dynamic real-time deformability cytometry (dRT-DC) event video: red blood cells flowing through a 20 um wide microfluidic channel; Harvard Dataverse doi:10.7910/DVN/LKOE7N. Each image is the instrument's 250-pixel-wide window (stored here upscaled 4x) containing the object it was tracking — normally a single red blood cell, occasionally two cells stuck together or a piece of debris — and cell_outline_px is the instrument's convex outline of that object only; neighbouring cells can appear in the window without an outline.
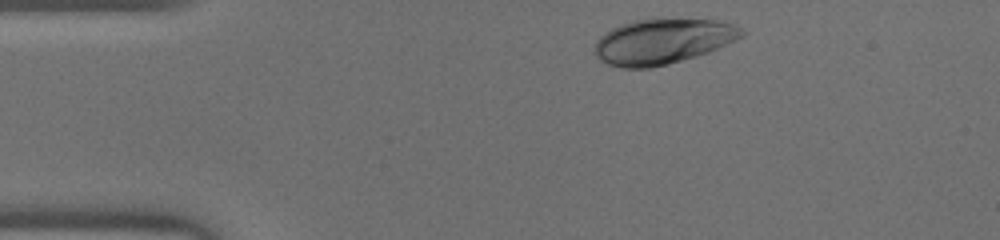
{"species": "human", "species_latin": "Homo sapiens", "temperature_condition": "warm", "stored_images_in_passage": 30, "camera_frame_rate_fps": 3000, "um_per_image_px": 0.085, "donor": {"sex": "male"}, "frame": {"image": 1, "passage_image": 1, "time_ms": 0.0, "image_size_px": [1000, 240], "cell_outline_px": [[748, 32], [744, 36], [736, 40], [708, 52], [696, 56], [668, 64], [652, 68], [620, 68], [608, 64], [600, 60], [596, 56], [596, 40], [604, 32], [620, 24], [632, 20], [656, 16], [716, 20], [736, 24]], "centroid_in_image_um": [56.36, 3.47], "position_along_channel_um": 28.6, "area_um2": 39.88}}
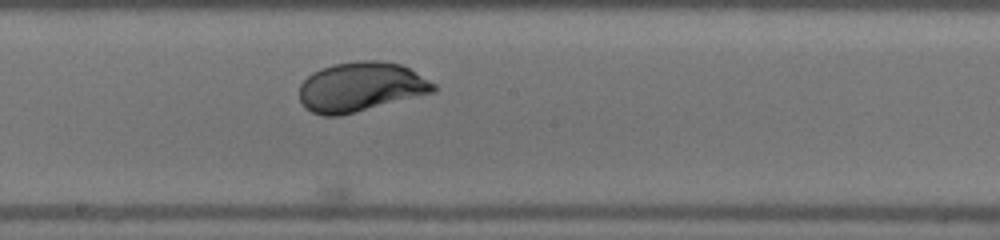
{"frame": {"image": 2, "passage_image": 18, "time_ms": 5.667, "image_size_px": [1000, 240], "cell_outline_px": [[436, 92], [340, 116], [324, 116], [312, 112], [304, 108], [300, 100], [300, 84], [312, 72], [320, 68], [332, 64], [360, 60], [376, 60], [400, 64], [408, 68], [436, 84]], "centroid_in_image_um": [30.65, 7.39], "position_along_channel_um": 217.6, "area_um2": 38.84}}
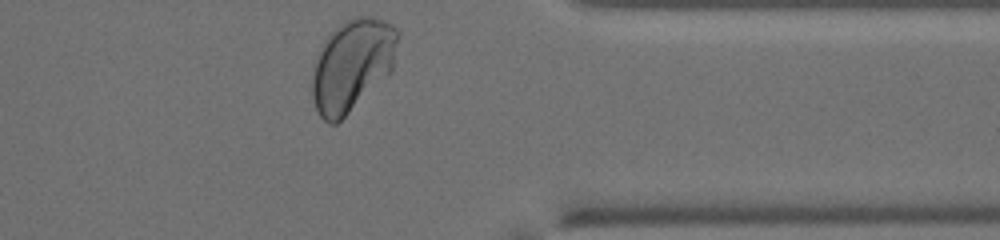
{"frame": {"image": 3, "passage_image": 30, "time_ms": 9.667, "image_size_px": [1000, 240], "cell_outline_px": [[400, 36], [392, 68], [336, 124], [328, 124], [320, 116], [316, 108], [312, 96], [312, 76], [316, 60], [320, 48], [324, 40], [340, 24], [356, 16], [368, 16], [384, 20], [392, 24], [400, 32]], "centroid_in_image_um": [29.93, 5.49], "position_along_channel_um": 381.5, "area_um2": 44.97}}